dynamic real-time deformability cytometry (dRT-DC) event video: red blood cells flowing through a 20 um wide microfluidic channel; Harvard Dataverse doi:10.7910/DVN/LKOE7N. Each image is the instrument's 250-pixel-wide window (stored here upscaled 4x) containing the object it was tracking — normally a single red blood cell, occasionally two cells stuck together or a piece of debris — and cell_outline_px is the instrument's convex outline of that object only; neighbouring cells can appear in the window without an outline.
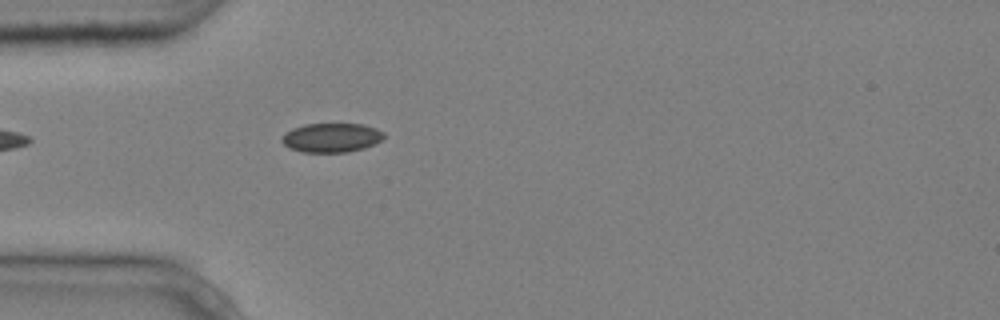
{"species": "common noctule bat (a hibernating species)", "species_latin": "Nyctalus noctula", "temperature_condition": "cold", "stored_images_in_passage": 4, "camera_frame_rate_fps": 3000, "um_per_image_px": 0.085, "animal": {"sex": "male", "body_mass_g": 20.4}, "frame": {"image": 1, "passage_image": 4, "time_ms": 1.0, "image_size_px": [1000, 320], "cell_outline_px": [[384, 136], [380, 140], [364, 148], [348, 152], [304, 152], [292, 148], [284, 144], [280, 140], [292, 128], [304, 124], [360, 124], [376, 128], [384, 132]], "centroid_in_image_um": [28.18, 11.69], "position_along_channel_um": 56.8, "area_um2": 17.05}}